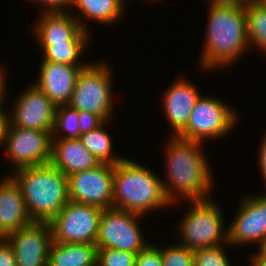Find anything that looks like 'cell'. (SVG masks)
I'll list each match as a JSON object with an SVG mask.
<instances>
[{"instance_id":"1","label":"cell","mask_w":266,"mask_h":266,"mask_svg":"<svg viewBox=\"0 0 266 266\" xmlns=\"http://www.w3.org/2000/svg\"><path fill=\"white\" fill-rule=\"evenodd\" d=\"M172 137L166 148L168 185L162 181L165 196L171 204L180 195L188 200L207 199L213 176L200 149L201 142Z\"/></svg>"},{"instance_id":"2","label":"cell","mask_w":266,"mask_h":266,"mask_svg":"<svg viewBox=\"0 0 266 266\" xmlns=\"http://www.w3.org/2000/svg\"><path fill=\"white\" fill-rule=\"evenodd\" d=\"M201 67L228 66L250 48L244 6L210 2L208 26Z\"/></svg>"},{"instance_id":"3","label":"cell","mask_w":266,"mask_h":266,"mask_svg":"<svg viewBox=\"0 0 266 266\" xmlns=\"http://www.w3.org/2000/svg\"><path fill=\"white\" fill-rule=\"evenodd\" d=\"M15 173L11 177L33 222H50L70 200L68 177L51 163L20 168Z\"/></svg>"},{"instance_id":"4","label":"cell","mask_w":266,"mask_h":266,"mask_svg":"<svg viewBox=\"0 0 266 266\" xmlns=\"http://www.w3.org/2000/svg\"><path fill=\"white\" fill-rule=\"evenodd\" d=\"M162 180L150 169L123 159L115 165L113 177V208L141 215L170 205Z\"/></svg>"},{"instance_id":"5","label":"cell","mask_w":266,"mask_h":266,"mask_svg":"<svg viewBox=\"0 0 266 266\" xmlns=\"http://www.w3.org/2000/svg\"><path fill=\"white\" fill-rule=\"evenodd\" d=\"M192 206L179 225L183 244L189 250L228 244V230H223V214L213 200H191ZM221 241V242H220ZM224 242V243H223Z\"/></svg>"},{"instance_id":"6","label":"cell","mask_w":266,"mask_h":266,"mask_svg":"<svg viewBox=\"0 0 266 266\" xmlns=\"http://www.w3.org/2000/svg\"><path fill=\"white\" fill-rule=\"evenodd\" d=\"M110 70L105 62L90 63L82 68L68 105L78 111L97 114L109 122L113 109Z\"/></svg>"},{"instance_id":"7","label":"cell","mask_w":266,"mask_h":266,"mask_svg":"<svg viewBox=\"0 0 266 266\" xmlns=\"http://www.w3.org/2000/svg\"><path fill=\"white\" fill-rule=\"evenodd\" d=\"M103 209L69 200L49 222L52 239L58 243H96Z\"/></svg>"},{"instance_id":"8","label":"cell","mask_w":266,"mask_h":266,"mask_svg":"<svg viewBox=\"0 0 266 266\" xmlns=\"http://www.w3.org/2000/svg\"><path fill=\"white\" fill-rule=\"evenodd\" d=\"M235 122L237 115L227 104L201 95L191 110L187 125L176 136L202 143L224 136L234 128Z\"/></svg>"},{"instance_id":"9","label":"cell","mask_w":266,"mask_h":266,"mask_svg":"<svg viewBox=\"0 0 266 266\" xmlns=\"http://www.w3.org/2000/svg\"><path fill=\"white\" fill-rule=\"evenodd\" d=\"M140 216L116 208L103 209L95 243L97 248L139 253L148 245L139 230L137 219Z\"/></svg>"},{"instance_id":"10","label":"cell","mask_w":266,"mask_h":266,"mask_svg":"<svg viewBox=\"0 0 266 266\" xmlns=\"http://www.w3.org/2000/svg\"><path fill=\"white\" fill-rule=\"evenodd\" d=\"M52 131L8 125L4 145L15 169L48 164L52 156Z\"/></svg>"},{"instance_id":"11","label":"cell","mask_w":266,"mask_h":266,"mask_svg":"<svg viewBox=\"0 0 266 266\" xmlns=\"http://www.w3.org/2000/svg\"><path fill=\"white\" fill-rule=\"evenodd\" d=\"M115 165L101 163L97 167L68 176L71 201L113 208V177Z\"/></svg>"},{"instance_id":"12","label":"cell","mask_w":266,"mask_h":266,"mask_svg":"<svg viewBox=\"0 0 266 266\" xmlns=\"http://www.w3.org/2000/svg\"><path fill=\"white\" fill-rule=\"evenodd\" d=\"M17 266H48L52 239L49 222H33L8 234Z\"/></svg>"},{"instance_id":"13","label":"cell","mask_w":266,"mask_h":266,"mask_svg":"<svg viewBox=\"0 0 266 266\" xmlns=\"http://www.w3.org/2000/svg\"><path fill=\"white\" fill-rule=\"evenodd\" d=\"M56 106L34 84L16 99L9 123L14 127L52 131Z\"/></svg>"},{"instance_id":"14","label":"cell","mask_w":266,"mask_h":266,"mask_svg":"<svg viewBox=\"0 0 266 266\" xmlns=\"http://www.w3.org/2000/svg\"><path fill=\"white\" fill-rule=\"evenodd\" d=\"M228 230V245L260 243L266 235V194L247 197Z\"/></svg>"},{"instance_id":"15","label":"cell","mask_w":266,"mask_h":266,"mask_svg":"<svg viewBox=\"0 0 266 266\" xmlns=\"http://www.w3.org/2000/svg\"><path fill=\"white\" fill-rule=\"evenodd\" d=\"M84 67L43 61L40 67V75L34 85L55 106L68 105L75 89L79 72Z\"/></svg>"},{"instance_id":"16","label":"cell","mask_w":266,"mask_h":266,"mask_svg":"<svg viewBox=\"0 0 266 266\" xmlns=\"http://www.w3.org/2000/svg\"><path fill=\"white\" fill-rule=\"evenodd\" d=\"M36 22V38L39 44L53 42H88V31L79 18L70 12H42Z\"/></svg>"},{"instance_id":"17","label":"cell","mask_w":266,"mask_h":266,"mask_svg":"<svg viewBox=\"0 0 266 266\" xmlns=\"http://www.w3.org/2000/svg\"><path fill=\"white\" fill-rule=\"evenodd\" d=\"M50 163L67 177L101 164L79 138L52 139Z\"/></svg>"},{"instance_id":"18","label":"cell","mask_w":266,"mask_h":266,"mask_svg":"<svg viewBox=\"0 0 266 266\" xmlns=\"http://www.w3.org/2000/svg\"><path fill=\"white\" fill-rule=\"evenodd\" d=\"M22 192L11 176L0 182V226L8 235L31 225Z\"/></svg>"},{"instance_id":"19","label":"cell","mask_w":266,"mask_h":266,"mask_svg":"<svg viewBox=\"0 0 266 266\" xmlns=\"http://www.w3.org/2000/svg\"><path fill=\"white\" fill-rule=\"evenodd\" d=\"M164 108L167 118L177 135L188 123L191 110L194 108L200 94L196 87L186 81L179 79L166 91Z\"/></svg>"},{"instance_id":"20","label":"cell","mask_w":266,"mask_h":266,"mask_svg":"<svg viewBox=\"0 0 266 266\" xmlns=\"http://www.w3.org/2000/svg\"><path fill=\"white\" fill-rule=\"evenodd\" d=\"M97 250L94 244L52 241L48 266H97Z\"/></svg>"},{"instance_id":"21","label":"cell","mask_w":266,"mask_h":266,"mask_svg":"<svg viewBox=\"0 0 266 266\" xmlns=\"http://www.w3.org/2000/svg\"><path fill=\"white\" fill-rule=\"evenodd\" d=\"M124 3L123 0H72L71 6H77L89 19L112 24L123 15Z\"/></svg>"},{"instance_id":"22","label":"cell","mask_w":266,"mask_h":266,"mask_svg":"<svg viewBox=\"0 0 266 266\" xmlns=\"http://www.w3.org/2000/svg\"><path fill=\"white\" fill-rule=\"evenodd\" d=\"M106 122L107 121H104L96 129L80 135L79 139L100 163L117 165L124 158L112 154V140L110 135L103 128Z\"/></svg>"},{"instance_id":"23","label":"cell","mask_w":266,"mask_h":266,"mask_svg":"<svg viewBox=\"0 0 266 266\" xmlns=\"http://www.w3.org/2000/svg\"><path fill=\"white\" fill-rule=\"evenodd\" d=\"M248 44L266 52V6L261 2L244 6Z\"/></svg>"},{"instance_id":"24","label":"cell","mask_w":266,"mask_h":266,"mask_svg":"<svg viewBox=\"0 0 266 266\" xmlns=\"http://www.w3.org/2000/svg\"><path fill=\"white\" fill-rule=\"evenodd\" d=\"M88 42H53V44H41L43 61L56 62L73 66H87L89 63L78 62L81 53Z\"/></svg>"},{"instance_id":"25","label":"cell","mask_w":266,"mask_h":266,"mask_svg":"<svg viewBox=\"0 0 266 266\" xmlns=\"http://www.w3.org/2000/svg\"><path fill=\"white\" fill-rule=\"evenodd\" d=\"M79 122L80 121H79L78 110L70 107L69 105L56 106L54 124L51 132L52 139L79 138L80 137ZM60 131L61 132L65 131L64 137L61 135ZM57 132L60 133L59 137H55V135H57Z\"/></svg>"},{"instance_id":"26","label":"cell","mask_w":266,"mask_h":266,"mask_svg":"<svg viewBox=\"0 0 266 266\" xmlns=\"http://www.w3.org/2000/svg\"><path fill=\"white\" fill-rule=\"evenodd\" d=\"M136 253L110 248H98L97 266H135Z\"/></svg>"},{"instance_id":"27","label":"cell","mask_w":266,"mask_h":266,"mask_svg":"<svg viewBox=\"0 0 266 266\" xmlns=\"http://www.w3.org/2000/svg\"><path fill=\"white\" fill-rule=\"evenodd\" d=\"M163 266H194L193 251L176 244L160 248Z\"/></svg>"},{"instance_id":"28","label":"cell","mask_w":266,"mask_h":266,"mask_svg":"<svg viewBox=\"0 0 266 266\" xmlns=\"http://www.w3.org/2000/svg\"><path fill=\"white\" fill-rule=\"evenodd\" d=\"M222 247L220 245L194 250V266H231Z\"/></svg>"},{"instance_id":"29","label":"cell","mask_w":266,"mask_h":266,"mask_svg":"<svg viewBox=\"0 0 266 266\" xmlns=\"http://www.w3.org/2000/svg\"><path fill=\"white\" fill-rule=\"evenodd\" d=\"M135 266H163L160 248L149 243L136 254Z\"/></svg>"},{"instance_id":"30","label":"cell","mask_w":266,"mask_h":266,"mask_svg":"<svg viewBox=\"0 0 266 266\" xmlns=\"http://www.w3.org/2000/svg\"><path fill=\"white\" fill-rule=\"evenodd\" d=\"M79 121L80 135L96 129L104 122L99 115L87 111H79Z\"/></svg>"},{"instance_id":"31","label":"cell","mask_w":266,"mask_h":266,"mask_svg":"<svg viewBox=\"0 0 266 266\" xmlns=\"http://www.w3.org/2000/svg\"><path fill=\"white\" fill-rule=\"evenodd\" d=\"M0 266H17L15 252L8 241L0 244Z\"/></svg>"},{"instance_id":"32","label":"cell","mask_w":266,"mask_h":266,"mask_svg":"<svg viewBox=\"0 0 266 266\" xmlns=\"http://www.w3.org/2000/svg\"><path fill=\"white\" fill-rule=\"evenodd\" d=\"M45 9L43 12L54 13V12H64V9L67 10V6L71 8L72 0H40ZM66 6V7H65Z\"/></svg>"},{"instance_id":"33","label":"cell","mask_w":266,"mask_h":266,"mask_svg":"<svg viewBox=\"0 0 266 266\" xmlns=\"http://www.w3.org/2000/svg\"><path fill=\"white\" fill-rule=\"evenodd\" d=\"M7 113V114H6ZM10 113L0 110V145L4 144V139L6 136V131L9 125V115Z\"/></svg>"},{"instance_id":"34","label":"cell","mask_w":266,"mask_h":266,"mask_svg":"<svg viewBox=\"0 0 266 266\" xmlns=\"http://www.w3.org/2000/svg\"><path fill=\"white\" fill-rule=\"evenodd\" d=\"M260 146L259 166L266 184V134Z\"/></svg>"},{"instance_id":"35","label":"cell","mask_w":266,"mask_h":266,"mask_svg":"<svg viewBox=\"0 0 266 266\" xmlns=\"http://www.w3.org/2000/svg\"><path fill=\"white\" fill-rule=\"evenodd\" d=\"M218 3H225V4H236L240 6H246L250 3H257L261 2V0H212Z\"/></svg>"},{"instance_id":"36","label":"cell","mask_w":266,"mask_h":266,"mask_svg":"<svg viewBox=\"0 0 266 266\" xmlns=\"http://www.w3.org/2000/svg\"><path fill=\"white\" fill-rule=\"evenodd\" d=\"M250 266H266V257L262 256H250Z\"/></svg>"},{"instance_id":"37","label":"cell","mask_w":266,"mask_h":266,"mask_svg":"<svg viewBox=\"0 0 266 266\" xmlns=\"http://www.w3.org/2000/svg\"><path fill=\"white\" fill-rule=\"evenodd\" d=\"M259 250L258 252L256 251L254 255L252 256H262L266 257V235L262 238L261 242L259 243Z\"/></svg>"},{"instance_id":"38","label":"cell","mask_w":266,"mask_h":266,"mask_svg":"<svg viewBox=\"0 0 266 266\" xmlns=\"http://www.w3.org/2000/svg\"><path fill=\"white\" fill-rule=\"evenodd\" d=\"M4 77L5 76L3 74V70L0 69V110H3L2 107H1L2 106V103H3V101H2L3 99L2 98H3V96H5L4 95V93H5V91H4L5 90V83H4L5 80H4Z\"/></svg>"},{"instance_id":"39","label":"cell","mask_w":266,"mask_h":266,"mask_svg":"<svg viewBox=\"0 0 266 266\" xmlns=\"http://www.w3.org/2000/svg\"><path fill=\"white\" fill-rule=\"evenodd\" d=\"M8 235L5 233V231L0 226V244L7 241Z\"/></svg>"},{"instance_id":"40","label":"cell","mask_w":266,"mask_h":266,"mask_svg":"<svg viewBox=\"0 0 266 266\" xmlns=\"http://www.w3.org/2000/svg\"><path fill=\"white\" fill-rule=\"evenodd\" d=\"M261 3L266 6V0H261Z\"/></svg>"},{"instance_id":"41","label":"cell","mask_w":266,"mask_h":266,"mask_svg":"<svg viewBox=\"0 0 266 266\" xmlns=\"http://www.w3.org/2000/svg\"><path fill=\"white\" fill-rule=\"evenodd\" d=\"M30 1H32V2H34V1H35V2H40V0H30Z\"/></svg>"}]
</instances>
